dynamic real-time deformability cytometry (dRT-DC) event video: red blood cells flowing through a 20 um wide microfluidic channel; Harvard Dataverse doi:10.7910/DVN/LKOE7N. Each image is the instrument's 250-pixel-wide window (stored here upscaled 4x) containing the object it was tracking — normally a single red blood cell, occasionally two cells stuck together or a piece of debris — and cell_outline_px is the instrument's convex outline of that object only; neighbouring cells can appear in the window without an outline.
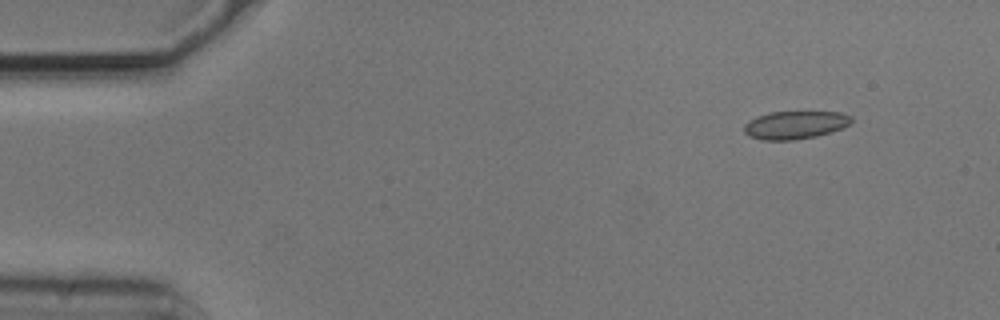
{"species": "common noctule bat (a hibernating species)", "species_latin": "Nyctalus noctula", "temperature_condition": "cold", "stored_images_in_passage": 6, "camera_frame_rate_fps": 3000, "um_per_image_px": 0.085, "animal": {"sex": "male", "body_mass_g": 20.5, "forearm_length_mm": 52.5}, "frame": {"image": 1, "passage_image": 2, "time_ms": 0.333, "image_size_px": [1000, 320], "cell_outline_px": [[852, 120], [848, 124], [832, 132], [816, 136], [796, 140], [764, 140], [748, 136], [744, 132], [744, 124], [748, 120], [756, 116], [768, 112], [840, 112], [852, 116]], "centroid_in_image_um": [67.54, 10.62], "position_along_channel_um": 17.5, "area_um2": 17.57}}
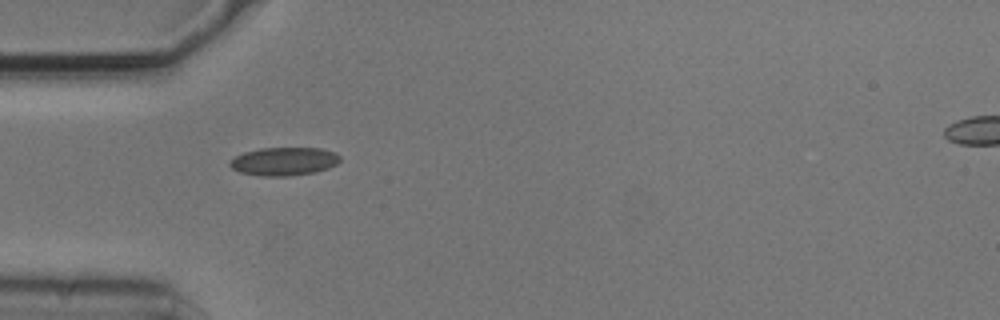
{"frame": {"image": 2, "passage_image": 5, "time_ms": 1.333, "image_size_px": [1000, 320], "cell_outline_px": [[340, 160], [336, 164], [328, 168], [316, 172], [288, 176], [260, 176], [240, 172], [232, 168], [228, 164], [236, 156], [244, 152], [260, 148], [320, 148], [332, 152], [340, 156]], "centroid_in_image_um": [24.13, 13.72], "position_along_channel_um": 60.9, "area_um2": 18.03}}
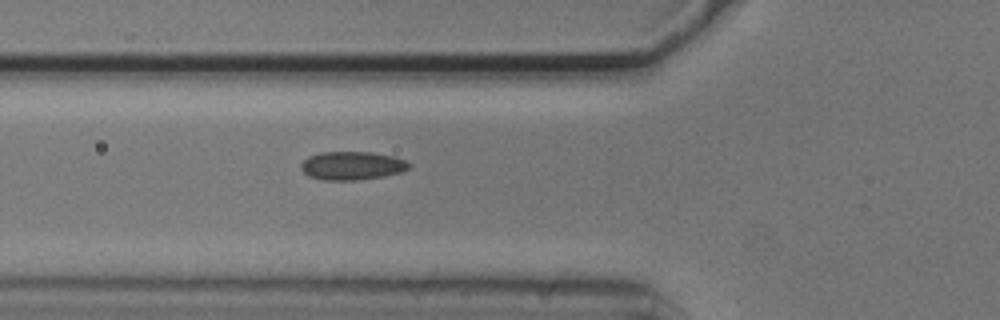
{"frame": {"image": 3, "passage_image": 6, "time_ms": 1.667, "image_size_px": [1000, 320], "cell_outline_px": [[412, 168], [400, 172], [384, 176], [356, 180], [324, 180], [308, 176], [300, 168], [300, 164], [308, 156], [320, 152], [372, 152], [396, 156], [412, 164]], "centroid_in_image_um": [29.94, 14.07], "position_along_channel_um": 95.9, "area_um2": 18.09}}